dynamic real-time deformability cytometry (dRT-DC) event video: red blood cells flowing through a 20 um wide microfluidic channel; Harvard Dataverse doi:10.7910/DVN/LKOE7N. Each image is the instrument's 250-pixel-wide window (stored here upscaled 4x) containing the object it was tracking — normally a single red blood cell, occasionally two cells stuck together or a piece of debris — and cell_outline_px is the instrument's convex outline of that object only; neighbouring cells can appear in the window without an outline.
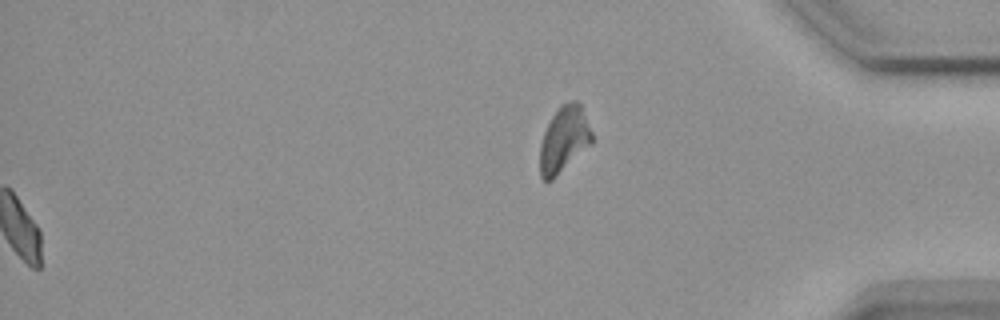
{"species": "common noctule bat (a hibernating species)", "species_latin": "Nyctalus noctula", "temperature_condition": "warm", "stored_images_in_passage": 56, "segment_of_instrument_passage": [2, 2], "camera_frame_rate_fps": 3000, "um_per_image_px": 0.085, "animal": {"sex": "female", "body_mass_g": 18.4}, "frame": {"image": 1, "passage_image": 56, "time_ms": 18.333, "image_size_px": [1000, 320], "cell_outline_px": [[592, 144], [552, 180], [544, 180], [540, 176], [540, 144], [544, 132], [552, 116], [560, 104], [572, 100], [576, 100], [580, 104], [592, 132]], "centroid_in_image_um": [47.94, 11.85], "position_along_channel_um": 387.3, "area_um2": 19.94}}